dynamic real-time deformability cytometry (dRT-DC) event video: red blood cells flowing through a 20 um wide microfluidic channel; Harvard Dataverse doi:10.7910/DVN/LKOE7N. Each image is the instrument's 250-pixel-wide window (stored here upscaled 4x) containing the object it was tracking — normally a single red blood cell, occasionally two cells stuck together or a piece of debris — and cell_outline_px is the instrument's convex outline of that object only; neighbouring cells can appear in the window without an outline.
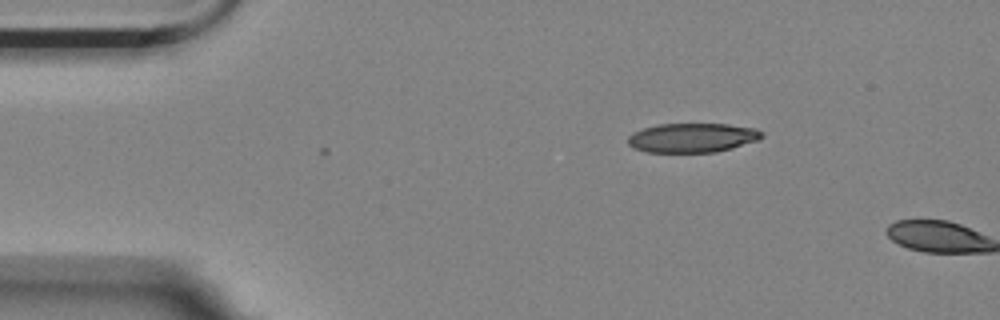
{"species": "Egyptian fruit bat (a non-hibernating species)", "species_latin": "Rousettus aegyptiacus", "temperature_condition": "room temperature", "stored_images_in_passage": 2, "camera_frame_rate_fps": 3000, "um_per_image_px": 0.085, "animal": {"sex": "female"}, "frame": {"image": 1, "passage_image": 1, "time_ms": 0.0, "image_size_px": [1000, 320], "cell_outline_px": [[764, 136], [760, 140], [732, 148], [716, 152], [648, 152], [632, 148], [628, 144], [628, 136], [632, 132], [656, 124], [728, 124], [756, 128], [764, 132]], "centroid_in_image_um": [58.87, 11.7], "position_along_channel_um": 26.1, "area_um2": 23.12}}